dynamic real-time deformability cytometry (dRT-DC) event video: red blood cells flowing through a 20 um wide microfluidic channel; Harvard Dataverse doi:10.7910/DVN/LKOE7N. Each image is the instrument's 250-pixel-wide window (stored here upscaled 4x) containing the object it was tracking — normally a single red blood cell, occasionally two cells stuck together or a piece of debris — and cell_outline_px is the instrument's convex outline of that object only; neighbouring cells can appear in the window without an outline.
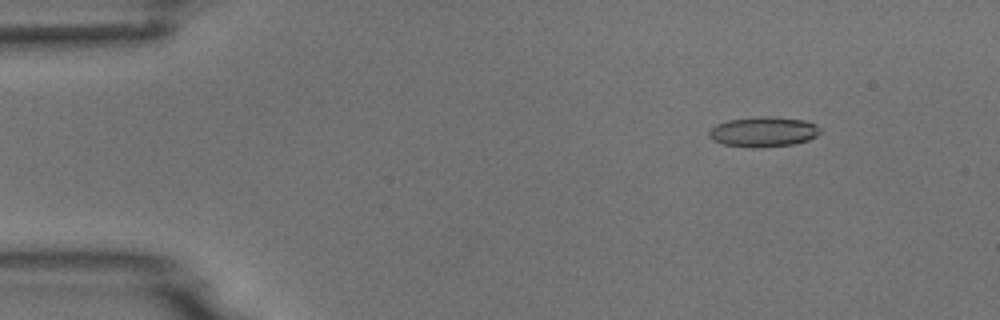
{"species": "common noctule bat (a hibernating species)", "species_latin": "Nyctalus noctula", "temperature_condition": "room temperature", "stored_images_in_passage": 6, "camera_frame_rate_fps": 3000, "um_per_image_px": 0.085, "animal": {"sex": "male", "body_mass_g": 18.8}, "frame": {"image": 1, "passage_image": 2, "time_ms": 1.333, "image_size_px": [1000, 320], "cell_outline_px": [[820, 132], [816, 136], [808, 140], [792, 144], [752, 148], [724, 144], [712, 140], [708, 136], [708, 132], [716, 124], [728, 120], [760, 116], [768, 116], [804, 120], [816, 124], [820, 128]], "centroid_in_image_um": [64.87, 11.2], "position_along_channel_um": 20.1, "area_um2": 19.42}}
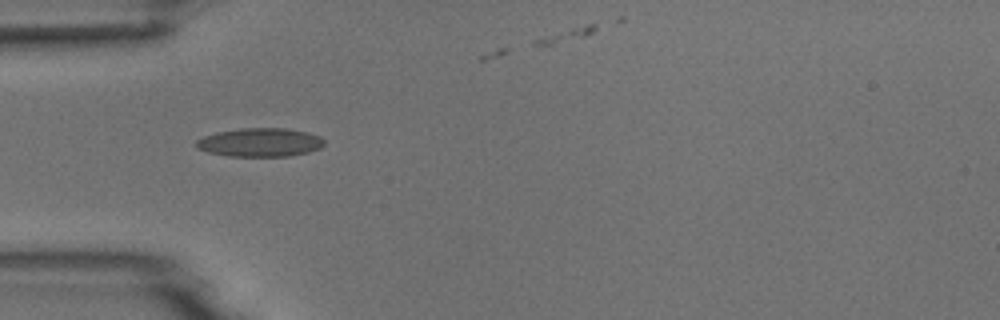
{"frame": {"image": 2, "passage_image": 5, "time_ms": 4.667, "image_size_px": [1000, 320], "cell_outline_px": [[324, 144], [320, 148], [308, 152], [288, 156], [228, 156], [208, 152], [196, 148], [196, 140], [204, 136], [216, 132], [240, 128], [284, 128], [308, 132], [320, 136], [324, 140]], "centroid_in_image_um": [22.09, 12.1], "position_along_channel_um": 62.9, "area_um2": 21.39}}